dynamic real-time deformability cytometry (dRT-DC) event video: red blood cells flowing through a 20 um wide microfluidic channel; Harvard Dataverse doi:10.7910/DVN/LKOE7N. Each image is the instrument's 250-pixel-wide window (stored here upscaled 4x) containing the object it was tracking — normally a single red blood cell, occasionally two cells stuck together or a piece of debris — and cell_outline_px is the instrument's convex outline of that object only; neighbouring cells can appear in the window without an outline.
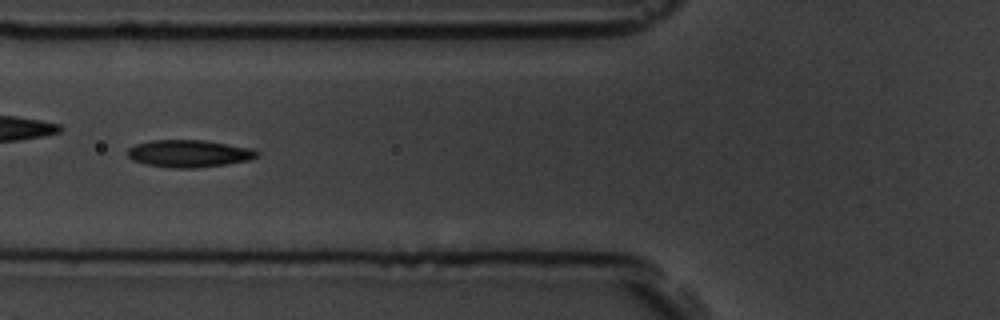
{"species": "common noctule bat (a hibernating species)", "species_latin": "Nyctalus noctula", "temperature_condition": "room temperature", "stored_images_in_passage": 13, "camera_frame_rate_fps": 3000, "um_per_image_px": 0.085, "animal": {"sex": "male", "body_mass_g": 19.5, "forearm_length_mm": 54.6}, "frame": {"image": 1, "passage_image": 6, "time_ms": 6.667, "image_size_px": [1000, 320], "cell_outline_px": [[260, 156], [248, 160], [228, 164], [192, 168], [172, 168], [144, 164], [132, 160], [128, 156], [128, 148], [136, 144], [152, 140], [204, 140], [252, 148], [260, 152]], "centroid_in_image_um": [16.08, 13.05], "position_along_channel_um": 109.7, "area_um2": 20.69}}
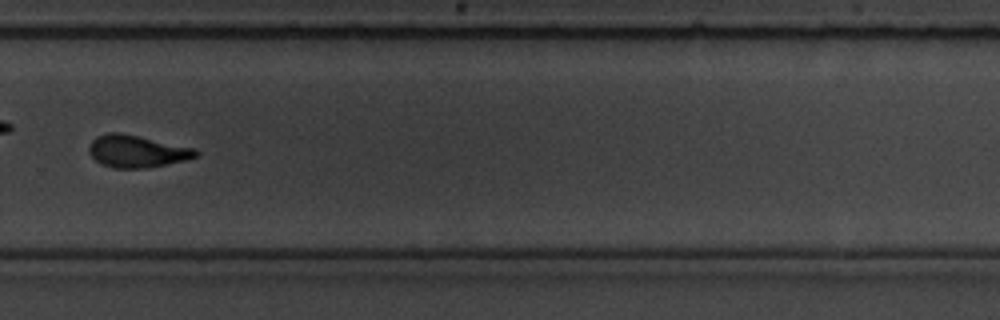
{"frame": {"image": 2, "passage_image": 11, "time_ms": 12.333, "image_size_px": [1000, 320], "cell_outline_px": [[200, 152], [196, 156], [184, 160], [148, 168], [112, 168], [100, 164], [88, 152], [88, 148], [92, 140], [96, 136], [108, 132], [120, 132], [196, 148]], "centroid_in_image_um": [11.61, 12.85], "position_along_channel_um": 318.2, "area_um2": 20.17}, "authors_computed_cell_mechanics": {"area_um2": 20.1144, "velocity_mm_per_s": 3.6883, "shape_relaxation_time_tau1_ms": 4.2002, "shape_relaxation_time_tau2_ms": 1.5345, "deformation_change_tau1": 0.1323, "deformation_change_tau2": 0.0694}}